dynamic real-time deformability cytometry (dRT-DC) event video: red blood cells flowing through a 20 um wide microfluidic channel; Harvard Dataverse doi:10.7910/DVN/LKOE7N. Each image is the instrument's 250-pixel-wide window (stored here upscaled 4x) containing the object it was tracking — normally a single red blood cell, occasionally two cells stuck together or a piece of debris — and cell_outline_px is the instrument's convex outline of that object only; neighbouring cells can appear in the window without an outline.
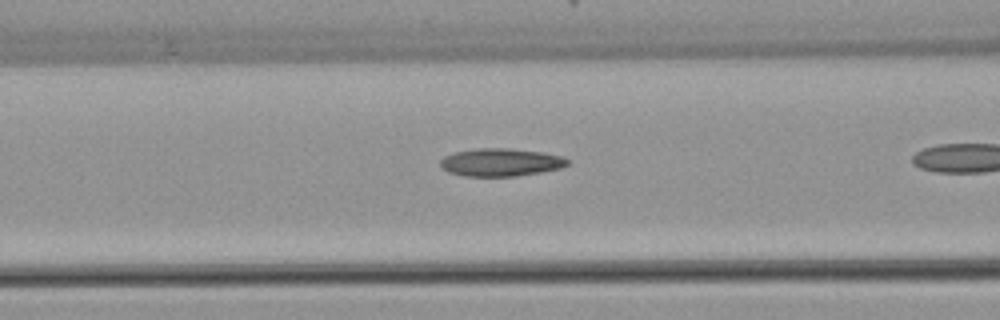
{"species": "common noctule bat (a hibernating species)", "species_latin": "Nyctalus noctula", "temperature_condition": "warm", "stored_images_in_passage": 20, "camera_frame_rate_fps": 3000, "um_per_image_px": 0.085, "animal": {"sex": "female", "body_mass_g": 22.7, "forearm_length_mm": 54.2}, "frame": {"image": 1, "passage_image": 12, "time_ms": 3.667, "image_size_px": [1000, 320], "cell_outline_px": [[568, 164], [560, 168], [540, 172], [516, 176], [464, 176], [448, 172], [440, 164], [440, 160], [444, 156], [452, 152], [476, 148], [512, 148], [544, 152], [560, 156], [568, 160]], "centroid_in_image_um": [42.53, 13.78], "position_along_channel_um": 124.1, "area_um2": 20.69}}
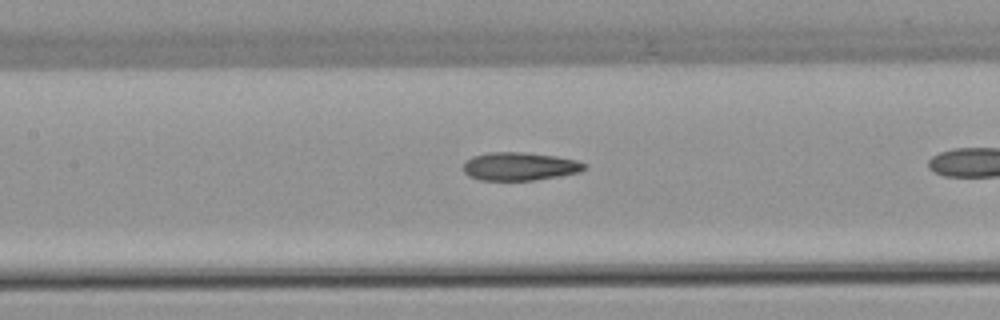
{"frame": {"image": 2, "passage_image": 15, "time_ms": 4.667, "image_size_px": [1000, 320], "cell_outline_px": [[588, 168], [580, 172], [560, 176], [536, 180], [480, 180], [468, 176], [464, 172], [464, 160], [472, 156], [488, 152], [524, 152], [556, 156], [576, 160], [588, 164]], "centroid_in_image_um": [44.19, 14.14], "position_along_channel_um": 163.2, "area_um2": 20.17}}